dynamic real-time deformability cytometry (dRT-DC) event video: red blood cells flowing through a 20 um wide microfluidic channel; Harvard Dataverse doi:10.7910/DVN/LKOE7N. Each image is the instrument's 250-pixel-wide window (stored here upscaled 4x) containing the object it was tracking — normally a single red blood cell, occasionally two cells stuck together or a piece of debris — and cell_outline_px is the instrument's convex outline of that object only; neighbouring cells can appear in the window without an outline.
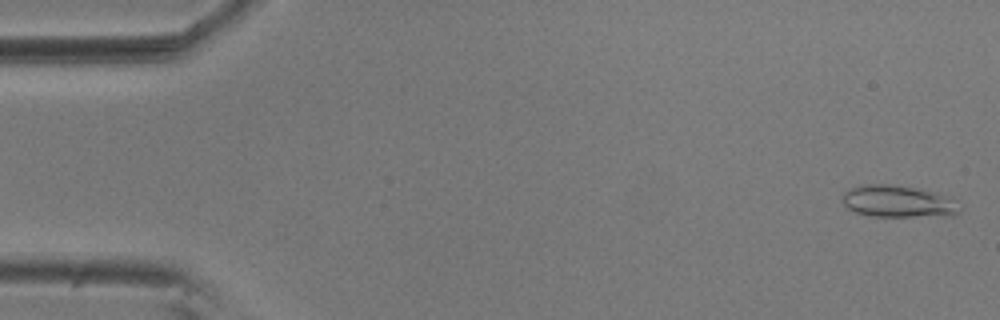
{"species": "common noctule bat (a hibernating species)", "species_latin": "Nyctalus noctula", "temperature_condition": "room temperature", "stored_images_in_passage": 56, "camera_frame_rate_fps": 3000, "um_per_image_px": 0.085, "animal": {"sex": "male", "body_mass_g": 20.5, "forearm_length_mm": 52.5}, "frame": {"image": 1, "passage_image": 2, "time_ms": 0.333, "image_size_px": [1000, 320], "cell_outline_px": [[964, 208], [956, 216], [868, 216], [856, 212], [848, 208], [844, 204], [844, 192], [848, 188], [860, 184], [892, 184], [920, 188], [936, 192]], "centroid_in_image_um": [76.35, 17.12], "position_along_channel_um": 8.7, "area_um2": 22.02}}
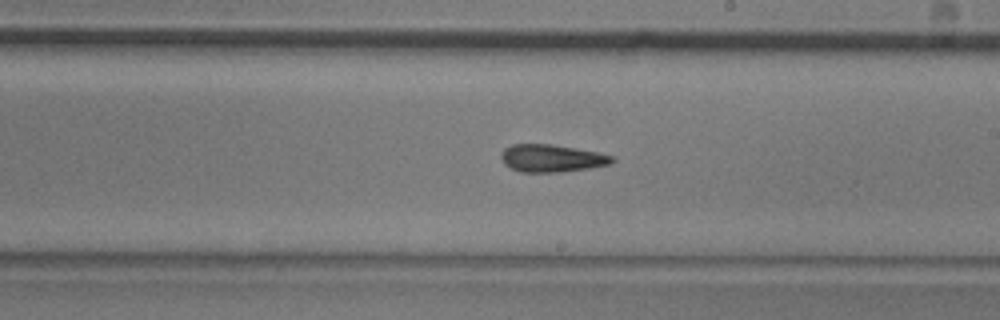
{"frame": {"image": 2, "passage_image": 32, "time_ms": 10.333, "image_size_px": [1000, 320], "cell_outline_px": [[616, 160], [608, 164], [588, 168], [560, 172], [520, 172], [504, 164], [500, 156], [504, 148], [512, 144], [552, 144], [596, 152], [612, 156]], "centroid_in_image_um": [46.85, 13.45], "position_along_channel_um": 242.2, "area_um2": 17.63}}
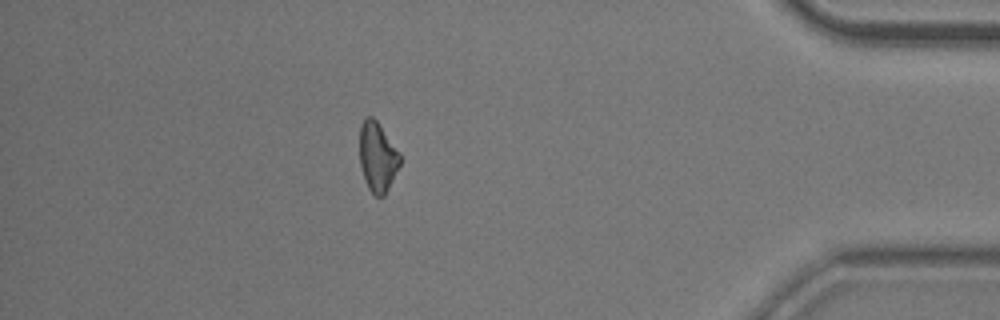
{"frame": {"image": 3, "passage_image": 49, "time_ms": 16.0, "image_size_px": [1000, 320], "cell_outline_px": [[400, 164], [384, 196], [376, 196], [368, 188], [364, 180], [360, 164], [360, 124], [364, 116], [372, 116], [376, 120], [400, 152]], "centroid_in_image_um": [32.07, 13.31], "position_along_channel_um": 403.1, "area_um2": 16.36}, "authors_computed_cell_mechanics": {"area_um2": 17.7735, "velocity_mm_per_s": 3.6153, "shape_relaxation_time_tau1_ms": 8.7529, "shape_relaxation_time_tau2_ms": 3.9365, "deformation_change_tau1": 0.165, "deformation_change_tau2": 0.1339}}